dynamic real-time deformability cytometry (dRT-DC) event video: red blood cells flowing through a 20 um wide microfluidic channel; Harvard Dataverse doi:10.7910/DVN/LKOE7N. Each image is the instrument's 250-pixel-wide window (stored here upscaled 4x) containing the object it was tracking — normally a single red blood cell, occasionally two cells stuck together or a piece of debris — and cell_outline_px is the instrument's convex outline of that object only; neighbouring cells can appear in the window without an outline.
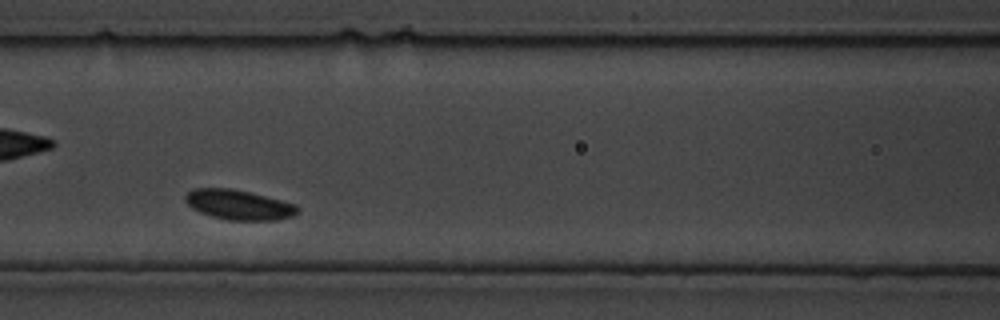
{"species": "common noctule bat (a hibernating species)", "species_latin": "Nyctalus noctula", "temperature_condition": "cold", "stored_images_in_passage": 78, "camera_frame_rate_fps": 3000, "um_per_image_px": 0.085, "animal": {"sex": "male", "body_mass_g": 19.5, "forearm_length_mm": 54.6}, "frame": {"image": 1, "passage_image": 20, "time_ms": 6.333, "image_size_px": [1000, 320], "cell_outline_px": [[300, 212], [292, 216], [276, 220], [228, 220], [212, 216], [200, 212], [192, 208], [184, 200], [184, 196], [188, 192], [196, 188], [232, 188], [296, 204], [300, 208]], "centroid_in_image_um": [20.3, 17.41], "position_along_channel_um": 146.3, "area_um2": 19.48}}
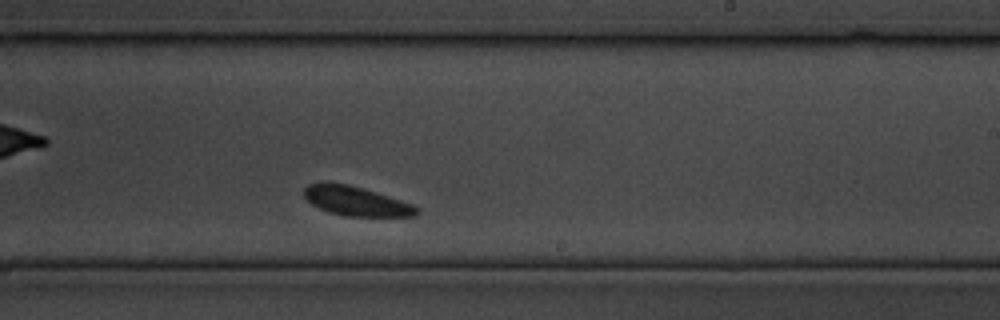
{"frame": {"image": 2, "passage_image": 40, "time_ms": 13.0, "image_size_px": [1000, 320], "cell_outline_px": [[420, 212], [416, 216], [344, 216], [328, 212], [312, 204], [304, 196], [304, 188], [308, 184], [348, 184], [376, 192], [412, 204], [420, 208]], "centroid_in_image_um": [30.31, 17.12], "position_along_channel_um": 258.7, "area_um2": 18.9}}
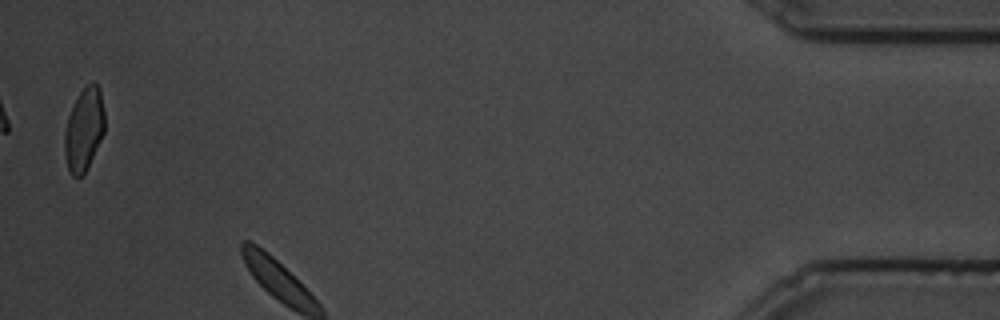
{"frame": {"image": 3, "passage_image": 76, "time_ms": 25.0, "image_size_px": [1000, 320], "cell_outline_px": [[104, 132], [88, 168], [80, 176], [72, 176], [68, 172], [64, 152], [64, 132], [68, 116], [80, 92], [92, 80], [100, 88], [104, 108]], "centroid_in_image_um": [7.14, 11.01], "position_along_channel_um": 428.1, "area_um2": 19.42}}